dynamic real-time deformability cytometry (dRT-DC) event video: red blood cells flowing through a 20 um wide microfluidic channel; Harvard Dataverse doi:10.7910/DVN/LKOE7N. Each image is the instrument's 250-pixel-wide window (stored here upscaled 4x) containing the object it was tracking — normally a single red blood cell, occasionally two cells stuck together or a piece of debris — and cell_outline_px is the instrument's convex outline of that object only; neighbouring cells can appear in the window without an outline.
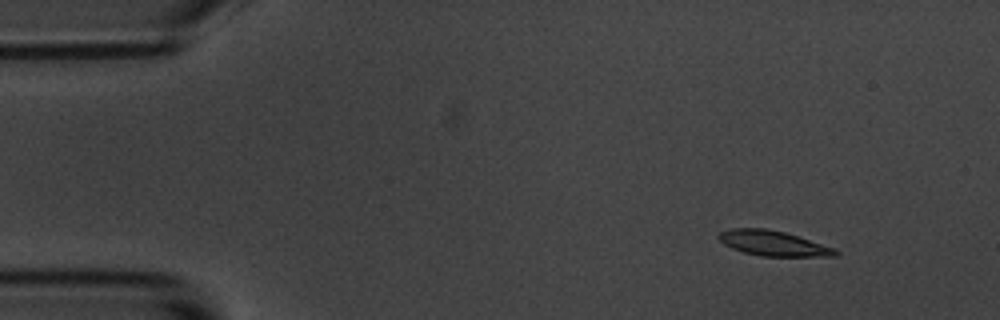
{"species": "common noctule bat (a hibernating species)", "species_latin": "Nyctalus noctula", "temperature_condition": "room temperature", "stored_images_in_passage": 6, "camera_frame_rate_fps": 3000, "um_per_image_px": 0.085, "animal": {"sex": "male", "body_mass_g": 20.1, "forearm_length_mm": 53.5}, "frame": {"image": 1, "passage_image": 2, "time_ms": 1.0, "image_size_px": [1000, 320], "cell_outline_px": [[840, 252], [836, 256], [760, 256], [744, 252], [732, 248], [724, 244], [716, 236], [720, 232], [728, 228], [764, 228], [784, 232], [836, 248]], "centroid_in_image_um": [65.71, 20.68], "position_along_channel_um": 19.3, "area_um2": 17.05}}
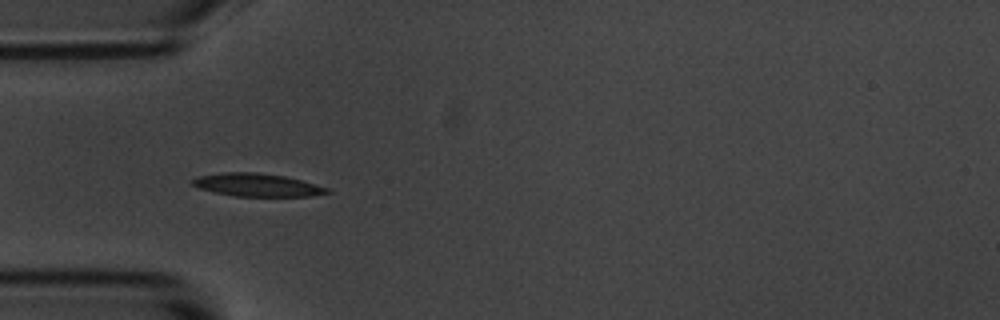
{"frame": {"image": 2, "passage_image": 5, "time_ms": 4.667, "image_size_px": [1000, 320], "cell_outline_px": [[332, 192], [312, 196], [236, 196], [216, 192], [200, 188], [192, 184], [192, 180], [196, 176], [224, 172], [256, 172], [284, 176], [300, 180], [328, 188]], "centroid_in_image_um": [21.85, 15.71], "position_along_channel_um": 63.1, "area_um2": 17.8}}